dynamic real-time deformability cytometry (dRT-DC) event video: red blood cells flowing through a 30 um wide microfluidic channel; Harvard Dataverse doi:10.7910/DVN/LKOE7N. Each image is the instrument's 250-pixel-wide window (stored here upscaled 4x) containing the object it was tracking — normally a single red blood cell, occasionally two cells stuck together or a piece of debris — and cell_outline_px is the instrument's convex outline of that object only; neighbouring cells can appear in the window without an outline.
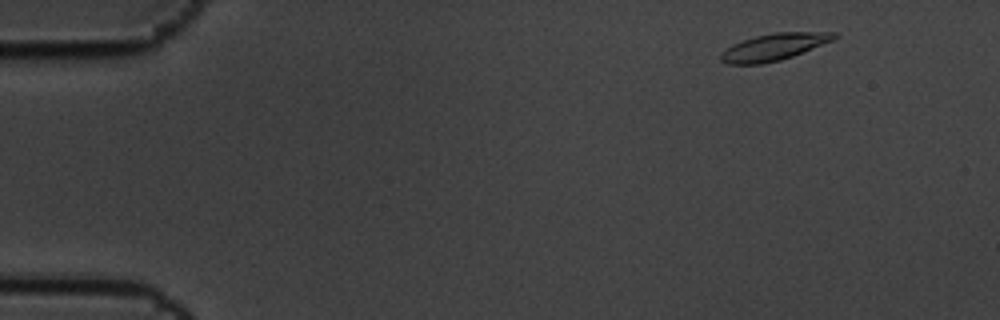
{"species": "common noctule bat (a hibernating species)", "species_latin": "Nyctalus noctula", "temperature_condition": "cold", "stored_images_in_passage": 4, "camera_frame_rate_fps": 3000, "um_per_image_px": 0.085, "animal": {"sex": "male", "body_mass_g": 19.5, "forearm_length_mm": 54.6}, "frame": {"image": 1, "passage_image": 1, "time_ms": 0.0, "image_size_px": [1000, 320], "cell_outline_px": [[840, 36], [832, 40], [792, 56], [780, 60], [760, 64], [728, 64], [720, 60], [720, 52], [732, 44], [756, 36], [776, 32], [836, 32]], "centroid_in_image_um": [65.75, 3.99], "position_along_channel_um": 19.2, "area_um2": 17.57}}